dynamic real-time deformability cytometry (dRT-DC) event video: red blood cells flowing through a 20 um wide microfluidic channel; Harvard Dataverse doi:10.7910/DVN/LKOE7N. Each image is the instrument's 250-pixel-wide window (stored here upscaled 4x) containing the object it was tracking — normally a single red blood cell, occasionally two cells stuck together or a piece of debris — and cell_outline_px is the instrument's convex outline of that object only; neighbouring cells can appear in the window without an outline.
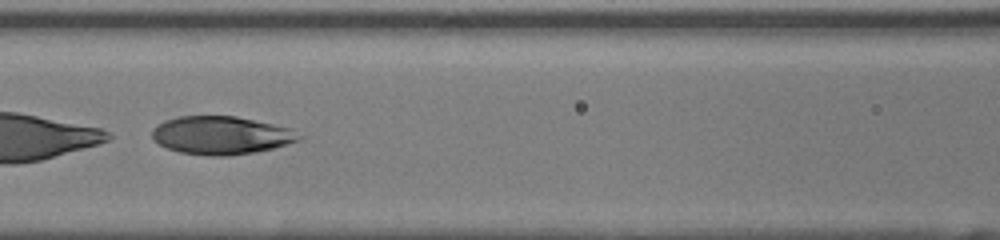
{"species": "human", "species_latin": "Homo sapiens", "temperature_condition": "room temperature", "stored_images_in_passage": 48, "camera_frame_rate_fps": 3000, "um_per_image_px": 0.085, "donor": {"sex": "female"}, "frame": {"image": 1, "passage_image": 23, "time_ms": 7.333, "image_size_px": [1000, 240], "cell_outline_px": [[308, 136], [304, 140], [256, 152], [228, 156], [208, 156], [180, 152], [168, 148], [152, 140], [152, 128], [164, 120], [180, 116], [236, 116], [292, 128]], "centroid_in_image_um": [18.88, 11.5], "position_along_channel_um": 147.7, "area_um2": 33.18}}
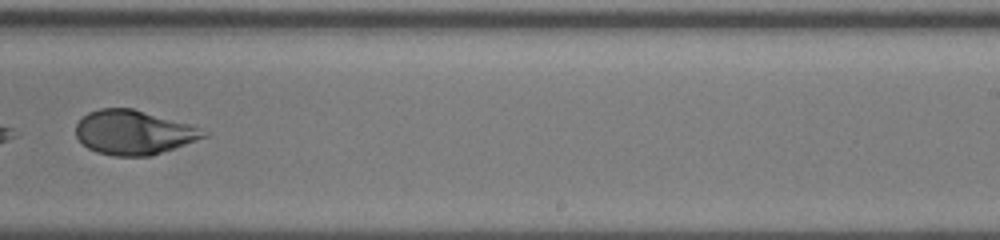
{"frame": {"image": 2, "passage_image": 32, "time_ms": 10.333, "image_size_px": [1000, 240], "cell_outline_px": [[212, 132], [208, 136], [152, 156], [112, 156], [96, 152], [88, 148], [76, 136], [76, 124], [88, 112], [100, 108], [132, 108], [188, 124]], "centroid_in_image_um": [11.37, 11.26], "position_along_channel_um": 277.6, "area_um2": 32.95}}
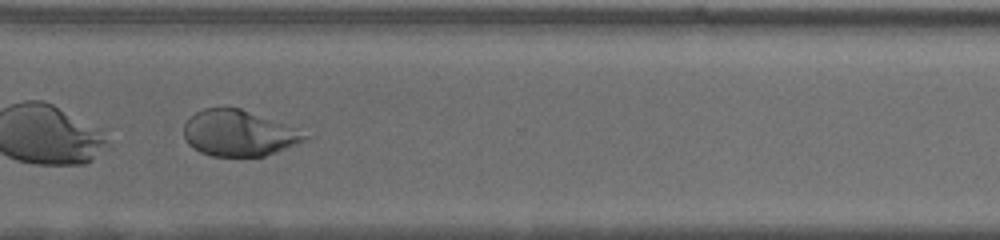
{"frame": {"image": 3, "passage_image": 37, "time_ms": 12.0, "image_size_px": [1000, 240], "cell_outline_px": [[316, 136], [276, 152], [264, 156], [212, 156], [200, 152], [192, 148], [188, 144], [184, 136], [184, 124], [196, 112], [204, 108], [240, 108], [284, 124]], "centroid_in_image_um": [20.31, 11.33], "position_along_channel_um": 350.3, "area_um2": 32.25}}